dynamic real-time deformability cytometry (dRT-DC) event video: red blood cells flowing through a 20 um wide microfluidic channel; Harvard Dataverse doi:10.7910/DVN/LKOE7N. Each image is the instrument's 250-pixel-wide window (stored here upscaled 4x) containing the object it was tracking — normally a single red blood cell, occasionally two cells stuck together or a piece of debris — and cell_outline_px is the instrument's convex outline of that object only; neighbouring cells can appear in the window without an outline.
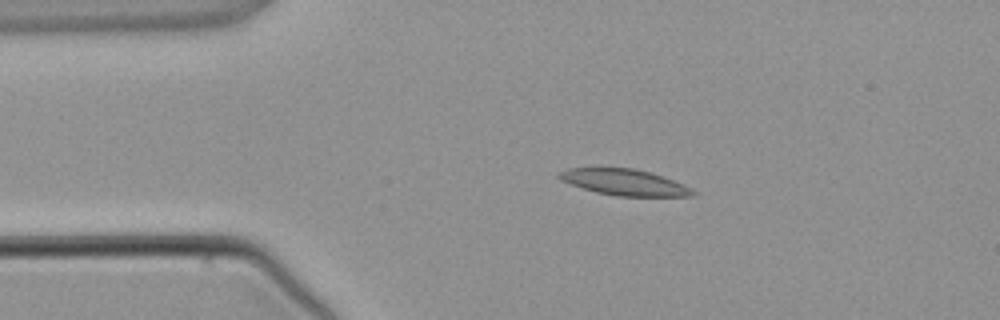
{"species": "common noctule bat (a hibernating species)", "species_latin": "Nyctalus noctula", "temperature_condition": "warm", "stored_images_in_passage": 4, "camera_frame_rate_fps": 3000, "um_per_image_px": 0.085, "animal": {"sex": "male", "body_mass_g": 21.5, "forearm_length_mm": 52.0}, "frame": {"image": 1, "passage_image": 3, "time_ms": 2.333, "image_size_px": [1000, 320], "cell_outline_px": [[696, 196], [616, 196], [596, 192], [560, 180], [556, 176], [560, 172], [568, 168], [632, 168], [652, 172], [684, 184], [696, 192]], "centroid_in_image_um": [53.1, 15.49], "position_along_channel_um": 31.9, "area_um2": 20.29}}